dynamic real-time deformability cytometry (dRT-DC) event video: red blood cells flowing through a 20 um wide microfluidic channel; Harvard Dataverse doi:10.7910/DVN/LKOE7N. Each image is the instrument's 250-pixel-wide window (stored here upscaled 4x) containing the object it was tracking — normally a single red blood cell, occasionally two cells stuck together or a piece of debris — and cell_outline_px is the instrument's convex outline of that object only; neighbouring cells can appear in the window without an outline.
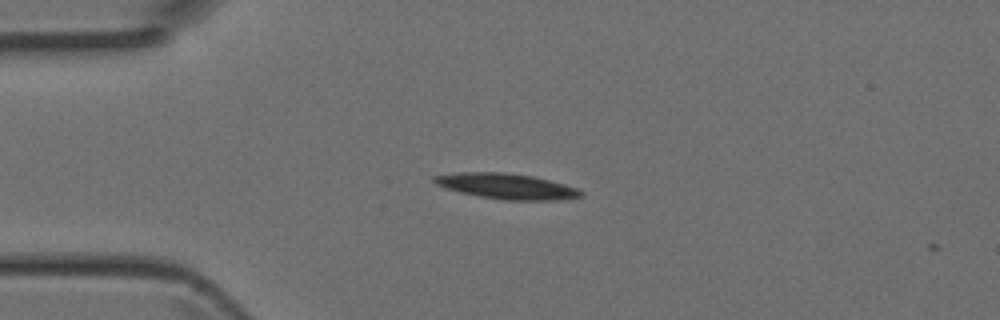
{"species": "Egyptian fruit bat (a non-hibernating species)", "species_latin": "Rousettus aegyptiacus", "temperature_condition": "room temperature", "stored_images_in_passage": 3, "camera_frame_rate_fps": 3000, "um_per_image_px": 0.085, "animal": {"sex": "female"}, "frame": {"image": 1, "passage_image": 3, "time_ms": 0.667, "image_size_px": [1000, 320], "cell_outline_px": [[584, 196], [564, 200], [504, 200], [480, 196], [460, 192], [444, 188], [436, 184], [432, 180], [432, 176], [460, 172], [504, 172], [532, 176], [564, 184], [576, 188], [584, 192]], "centroid_in_image_um": [43.07, 15.83], "position_along_channel_um": 41.9, "area_um2": 21.85}}